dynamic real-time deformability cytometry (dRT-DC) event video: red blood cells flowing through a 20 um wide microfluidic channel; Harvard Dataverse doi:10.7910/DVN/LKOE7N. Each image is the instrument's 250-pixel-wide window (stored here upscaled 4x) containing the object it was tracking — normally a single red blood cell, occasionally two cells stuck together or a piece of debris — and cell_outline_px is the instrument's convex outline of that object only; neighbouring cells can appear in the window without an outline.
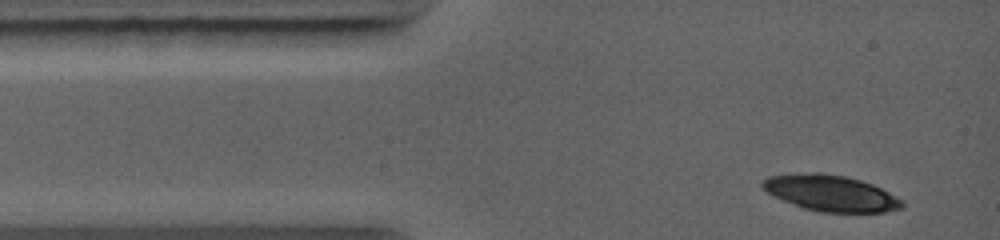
{"species": "common noctule bat (a hibernating species)", "species_latin": "Nyctalus noctula", "temperature_condition": "warm", "stored_images_in_passage": 2, "camera_frame_rate_fps": 5000, "um_per_image_px": 0.085, "animal": {"sex": "female", "body_mass_g": 19.0, "forearm_length_mm": 56.7}, "frame": {"image": 1, "passage_image": 1, "time_ms": 0.0, "image_size_px": [1000, 240], "cell_outline_px": [[904, 208], [884, 212], [820, 212], [804, 208], [772, 196], [760, 184], [768, 176], [816, 172], [820, 172], [844, 176], [860, 180], [872, 184], [904, 200]], "centroid_in_image_um": [70.64, 16.42], "position_along_channel_um": 14.4, "area_um2": 29.19}}